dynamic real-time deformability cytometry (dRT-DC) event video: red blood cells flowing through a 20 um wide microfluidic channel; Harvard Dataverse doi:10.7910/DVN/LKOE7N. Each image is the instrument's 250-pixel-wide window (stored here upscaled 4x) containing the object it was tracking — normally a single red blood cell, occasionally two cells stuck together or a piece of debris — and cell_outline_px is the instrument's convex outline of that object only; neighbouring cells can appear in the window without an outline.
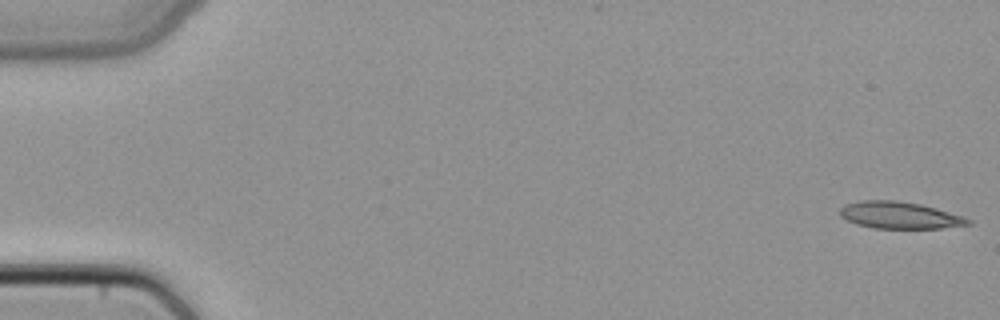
{"species": "common noctule bat (a hibernating species)", "species_latin": "Nyctalus noctula", "temperature_condition": "cold", "stored_images_in_passage": 49, "camera_frame_rate_fps": 3000, "um_per_image_px": 0.085, "animal": {"sex": "female", "body_mass_g": 22.7, "forearm_length_mm": 54.2}, "frame": {"image": 1, "passage_image": 1, "time_ms": 0.0, "image_size_px": [1000, 320], "cell_outline_px": [[972, 224], [940, 228], [872, 228], [856, 224], [840, 216], [840, 208], [844, 204], [860, 200], [896, 200], [920, 204], [936, 208], [964, 216], [972, 220]], "centroid_in_image_um": [76.46, 18.29], "position_along_channel_um": 8.5, "area_um2": 20.17}}
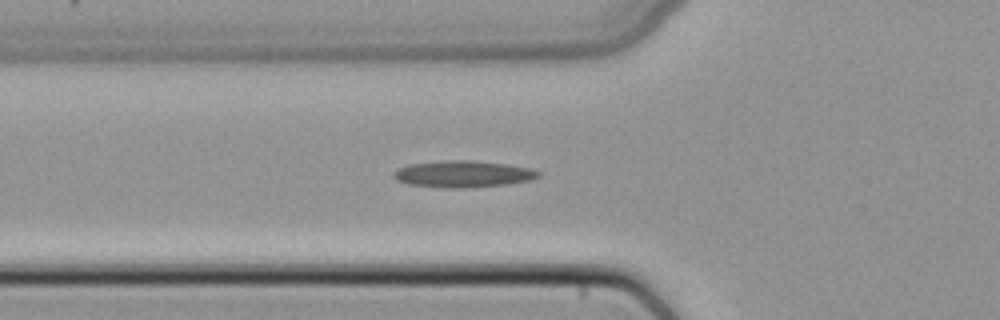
{"frame": {"image": 2, "passage_image": 18, "time_ms": 5.667, "image_size_px": [1000, 320], "cell_outline_px": [[544, 172], [540, 176], [528, 180], [508, 184], [460, 188], [444, 188], [408, 184], [396, 180], [392, 176], [392, 172], [408, 164], [448, 160], [472, 160], [508, 164], [528, 168]], "centroid_in_image_um": [39.35, 14.79], "position_along_channel_um": 86.5, "area_um2": 22.54}}
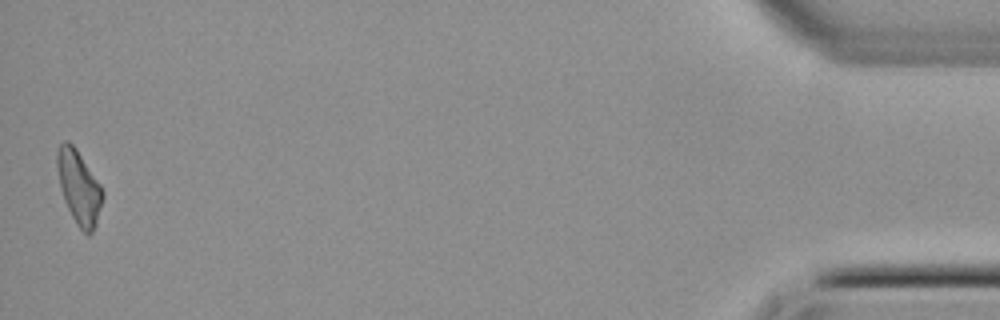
{"frame": {"image": 3, "passage_image": 49, "time_ms": 16.0, "image_size_px": [1000, 320], "cell_outline_px": [[104, 196], [96, 224], [92, 232], [88, 236], [76, 224], [64, 200], [60, 188], [56, 164], [56, 152], [60, 144], [64, 140], [68, 140], [76, 148], [100, 184], [104, 192]], "centroid_in_image_um": [6.7, 15.9], "position_along_channel_um": 428.5, "area_um2": 19.54}}